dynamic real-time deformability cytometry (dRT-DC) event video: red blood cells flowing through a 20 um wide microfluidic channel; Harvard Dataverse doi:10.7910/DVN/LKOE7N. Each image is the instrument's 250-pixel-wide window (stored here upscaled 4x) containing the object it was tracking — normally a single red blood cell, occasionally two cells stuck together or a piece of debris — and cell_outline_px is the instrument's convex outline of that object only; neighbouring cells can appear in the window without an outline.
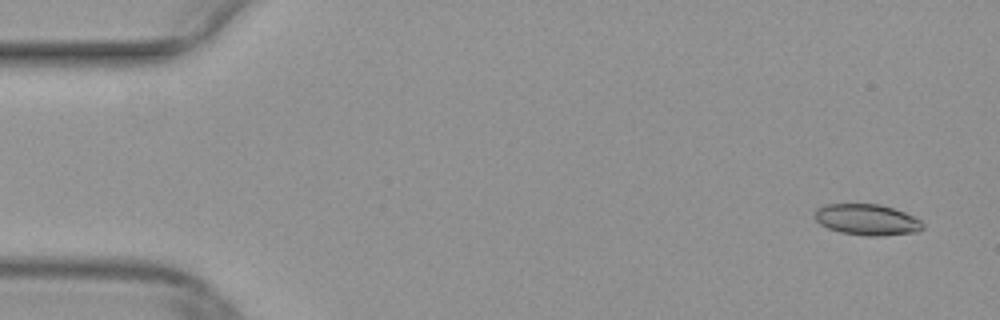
{"species": "common noctule bat (a hibernating species)", "species_latin": "Nyctalus noctula", "temperature_condition": "warm", "stored_images_in_passage": 5, "camera_frame_rate_fps": 3000, "um_per_image_px": 0.085, "animal": {"sex": "female", "body_mass_g": 29.2, "forearm_length_mm": 56.3}, "frame": {"image": 1, "passage_image": 1, "time_ms": 0.0, "image_size_px": [1000, 320], "cell_outline_px": [[924, 228], [916, 232], [880, 236], [868, 236], [840, 232], [828, 228], [820, 224], [816, 220], [816, 208], [824, 204], [880, 204], [904, 212], [920, 220], [924, 224]], "centroid_in_image_um": [73.69, 18.67], "position_along_channel_um": 11.3, "area_um2": 19.48}}